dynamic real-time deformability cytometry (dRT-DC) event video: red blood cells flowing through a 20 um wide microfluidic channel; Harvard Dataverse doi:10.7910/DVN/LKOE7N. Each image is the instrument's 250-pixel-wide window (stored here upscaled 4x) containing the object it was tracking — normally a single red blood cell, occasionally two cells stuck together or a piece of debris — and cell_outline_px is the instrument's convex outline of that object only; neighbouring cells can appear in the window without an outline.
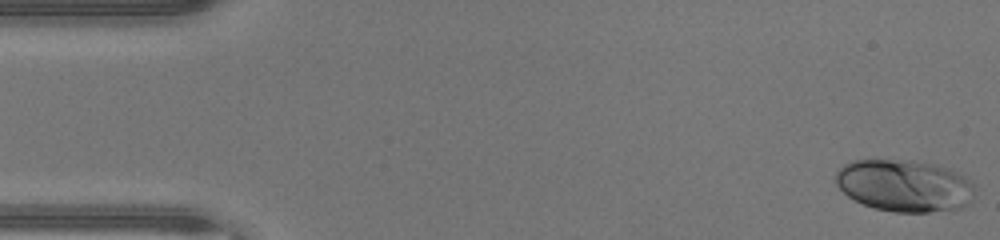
{"species": "human", "species_latin": "Homo sapiens", "temperature_condition": "warm", "stored_images_in_passage": 46, "camera_frame_rate_fps": 3000, "um_per_image_px": 0.085, "donor": {"sex": "male"}, "frame": {"image": 1, "passage_image": 1, "time_ms": 0.0, "image_size_px": [1000, 240], "cell_outline_px": [[972, 196], [960, 208], [928, 212], [896, 212], [876, 208], [864, 204], [848, 196], [836, 184], [836, 172], [844, 164], [852, 160], [900, 160], [932, 164], [948, 168], [964, 176], [972, 184]], "centroid_in_image_um": [76.82, 15.77], "position_along_channel_um": 8.2, "area_um2": 41.38}}
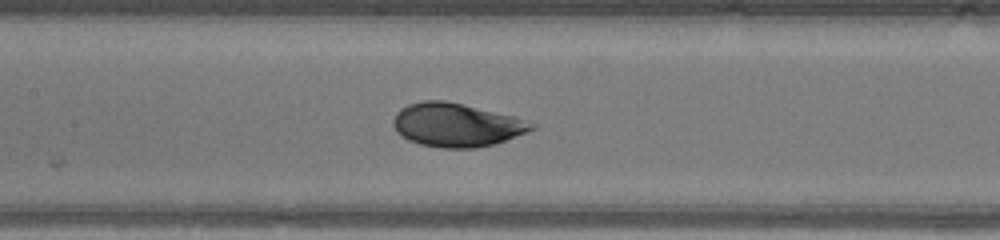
{"frame": {"image": 2, "passage_image": 21, "time_ms": 6.667, "image_size_px": [1000, 240], "cell_outline_px": [[536, 128], [496, 144], [476, 148], [440, 148], [420, 144], [408, 140], [396, 132], [392, 124], [392, 120], [396, 112], [400, 108], [408, 104], [424, 100], [444, 100], [516, 116], [536, 124]], "centroid_in_image_um": [38.78, 10.62], "position_along_channel_um": 168.6, "area_um2": 35.37}}
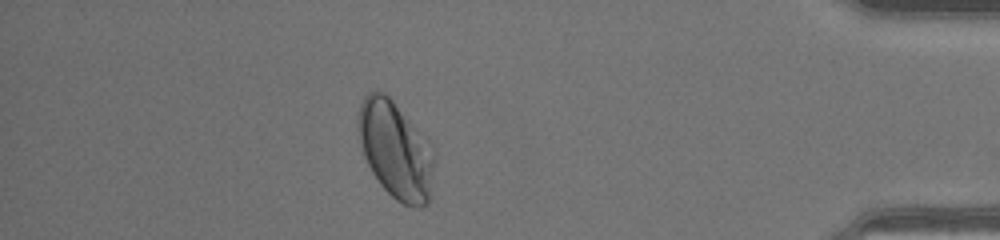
{"frame": {"image": 3, "passage_image": 40, "time_ms": 13.0, "image_size_px": [1000, 240], "cell_outline_px": [[432, 164], [428, 204], [420, 208], [404, 204], [396, 200], [380, 184], [372, 172], [364, 156], [360, 144], [356, 128], [356, 112], [364, 96], [368, 92], [376, 88], [380, 88], [392, 100], [432, 144]], "centroid_in_image_um": [33.55, 12.68], "position_along_channel_um": 401.7, "area_um2": 43.06}, "authors_computed_cell_mechanics": {"area_um2": 37.9168, "velocity_mm_per_s": 4.4412, "shape_relaxation_time_tau1_ms": 2.4631, "shape_relaxation_time_tau2_ms": null, "deformation_change_tau1": 0.1375, "deformation_change_tau2": null}}